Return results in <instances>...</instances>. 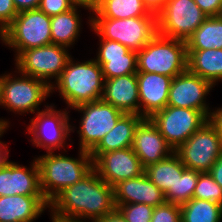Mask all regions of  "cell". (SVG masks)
<instances>
[{"mask_svg": "<svg viewBox=\"0 0 222 222\" xmlns=\"http://www.w3.org/2000/svg\"><path fill=\"white\" fill-rule=\"evenodd\" d=\"M116 210L114 188L93 168L85 177L60 192L50 203L53 221L97 222Z\"/></svg>", "mask_w": 222, "mask_h": 222, "instance_id": "cell-1", "label": "cell"}, {"mask_svg": "<svg viewBox=\"0 0 222 222\" xmlns=\"http://www.w3.org/2000/svg\"><path fill=\"white\" fill-rule=\"evenodd\" d=\"M70 58L59 79L51 86L67 104V109L100 100L104 77L101 66L93 59L76 62Z\"/></svg>", "mask_w": 222, "mask_h": 222, "instance_id": "cell-2", "label": "cell"}, {"mask_svg": "<svg viewBox=\"0 0 222 222\" xmlns=\"http://www.w3.org/2000/svg\"><path fill=\"white\" fill-rule=\"evenodd\" d=\"M79 158L46 152L36 158L40 171V187L50 203L60 192L75 184L93 169V159L86 150H80Z\"/></svg>", "mask_w": 222, "mask_h": 222, "instance_id": "cell-3", "label": "cell"}, {"mask_svg": "<svg viewBox=\"0 0 222 222\" xmlns=\"http://www.w3.org/2000/svg\"><path fill=\"white\" fill-rule=\"evenodd\" d=\"M186 41L158 33L137 51V72L158 73L171 78L187 70Z\"/></svg>", "mask_w": 222, "mask_h": 222, "instance_id": "cell-4", "label": "cell"}, {"mask_svg": "<svg viewBox=\"0 0 222 222\" xmlns=\"http://www.w3.org/2000/svg\"><path fill=\"white\" fill-rule=\"evenodd\" d=\"M14 72L16 76L13 72L0 75V106L19 115L41 111L39 106L50 97L51 87L40 79Z\"/></svg>", "mask_w": 222, "mask_h": 222, "instance_id": "cell-5", "label": "cell"}, {"mask_svg": "<svg viewBox=\"0 0 222 222\" xmlns=\"http://www.w3.org/2000/svg\"><path fill=\"white\" fill-rule=\"evenodd\" d=\"M88 18L90 29L99 39L118 41L134 51L141 50L157 34V17Z\"/></svg>", "mask_w": 222, "mask_h": 222, "instance_id": "cell-6", "label": "cell"}, {"mask_svg": "<svg viewBox=\"0 0 222 222\" xmlns=\"http://www.w3.org/2000/svg\"><path fill=\"white\" fill-rule=\"evenodd\" d=\"M45 109L38 111L36 116L30 118V124L26 127L27 134L32 146L45 149L46 152H55L56 150L68 147L67 141L70 133L75 132V126L70 124L69 110H57L55 105H44ZM56 108V109H55ZM67 144V145H66Z\"/></svg>", "mask_w": 222, "mask_h": 222, "instance_id": "cell-7", "label": "cell"}, {"mask_svg": "<svg viewBox=\"0 0 222 222\" xmlns=\"http://www.w3.org/2000/svg\"><path fill=\"white\" fill-rule=\"evenodd\" d=\"M51 17L39 9L19 12L3 30L2 43L14 49L15 57L24 50L52 43Z\"/></svg>", "mask_w": 222, "mask_h": 222, "instance_id": "cell-8", "label": "cell"}, {"mask_svg": "<svg viewBox=\"0 0 222 222\" xmlns=\"http://www.w3.org/2000/svg\"><path fill=\"white\" fill-rule=\"evenodd\" d=\"M68 51L67 47L53 43L24 50L14 59L15 69L18 73L40 79L51 87L72 57Z\"/></svg>", "mask_w": 222, "mask_h": 222, "instance_id": "cell-9", "label": "cell"}, {"mask_svg": "<svg viewBox=\"0 0 222 222\" xmlns=\"http://www.w3.org/2000/svg\"><path fill=\"white\" fill-rule=\"evenodd\" d=\"M174 152L186 168L210 172L222 155V139L215 125L208 120Z\"/></svg>", "mask_w": 222, "mask_h": 222, "instance_id": "cell-10", "label": "cell"}, {"mask_svg": "<svg viewBox=\"0 0 222 222\" xmlns=\"http://www.w3.org/2000/svg\"><path fill=\"white\" fill-rule=\"evenodd\" d=\"M74 110L80 112L79 149L90 152L99 141L114 128L125 114L110 103L100 100L79 105Z\"/></svg>", "mask_w": 222, "mask_h": 222, "instance_id": "cell-11", "label": "cell"}, {"mask_svg": "<svg viewBox=\"0 0 222 222\" xmlns=\"http://www.w3.org/2000/svg\"><path fill=\"white\" fill-rule=\"evenodd\" d=\"M207 17L194 0H168L157 15V33L186 41Z\"/></svg>", "mask_w": 222, "mask_h": 222, "instance_id": "cell-12", "label": "cell"}, {"mask_svg": "<svg viewBox=\"0 0 222 222\" xmlns=\"http://www.w3.org/2000/svg\"><path fill=\"white\" fill-rule=\"evenodd\" d=\"M149 119L174 151L209 120L201 111L168 105Z\"/></svg>", "mask_w": 222, "mask_h": 222, "instance_id": "cell-13", "label": "cell"}, {"mask_svg": "<svg viewBox=\"0 0 222 222\" xmlns=\"http://www.w3.org/2000/svg\"><path fill=\"white\" fill-rule=\"evenodd\" d=\"M213 87L209 81L187 69L173 78L167 105L198 110L209 119L212 109L206 97Z\"/></svg>", "mask_w": 222, "mask_h": 222, "instance_id": "cell-14", "label": "cell"}, {"mask_svg": "<svg viewBox=\"0 0 222 222\" xmlns=\"http://www.w3.org/2000/svg\"><path fill=\"white\" fill-rule=\"evenodd\" d=\"M93 168L112 187L120 181L138 177L145 171L131 147L102 153L93 162Z\"/></svg>", "mask_w": 222, "mask_h": 222, "instance_id": "cell-15", "label": "cell"}, {"mask_svg": "<svg viewBox=\"0 0 222 222\" xmlns=\"http://www.w3.org/2000/svg\"><path fill=\"white\" fill-rule=\"evenodd\" d=\"M30 165L28 168L9 161L0 168V197L8 195L43 196L36 157Z\"/></svg>", "mask_w": 222, "mask_h": 222, "instance_id": "cell-16", "label": "cell"}, {"mask_svg": "<svg viewBox=\"0 0 222 222\" xmlns=\"http://www.w3.org/2000/svg\"><path fill=\"white\" fill-rule=\"evenodd\" d=\"M131 148L144 168L174 152L149 118H144L136 127Z\"/></svg>", "mask_w": 222, "mask_h": 222, "instance_id": "cell-17", "label": "cell"}, {"mask_svg": "<svg viewBox=\"0 0 222 222\" xmlns=\"http://www.w3.org/2000/svg\"><path fill=\"white\" fill-rule=\"evenodd\" d=\"M140 116L150 118L167 106L173 78L158 73L137 72Z\"/></svg>", "mask_w": 222, "mask_h": 222, "instance_id": "cell-18", "label": "cell"}, {"mask_svg": "<svg viewBox=\"0 0 222 222\" xmlns=\"http://www.w3.org/2000/svg\"><path fill=\"white\" fill-rule=\"evenodd\" d=\"M113 188L115 207L129 203H144L156 207L166 202L164 193L145 172L138 177L120 181Z\"/></svg>", "mask_w": 222, "mask_h": 222, "instance_id": "cell-19", "label": "cell"}, {"mask_svg": "<svg viewBox=\"0 0 222 222\" xmlns=\"http://www.w3.org/2000/svg\"><path fill=\"white\" fill-rule=\"evenodd\" d=\"M101 99L125 114L140 115L138 81L136 74L104 79Z\"/></svg>", "mask_w": 222, "mask_h": 222, "instance_id": "cell-20", "label": "cell"}, {"mask_svg": "<svg viewBox=\"0 0 222 222\" xmlns=\"http://www.w3.org/2000/svg\"><path fill=\"white\" fill-rule=\"evenodd\" d=\"M49 208L44 196L0 197V222H33Z\"/></svg>", "mask_w": 222, "mask_h": 222, "instance_id": "cell-21", "label": "cell"}, {"mask_svg": "<svg viewBox=\"0 0 222 222\" xmlns=\"http://www.w3.org/2000/svg\"><path fill=\"white\" fill-rule=\"evenodd\" d=\"M143 119L138 114H124L114 128L89 152L93 162L102 153L132 147L135 129Z\"/></svg>", "mask_w": 222, "mask_h": 222, "instance_id": "cell-22", "label": "cell"}, {"mask_svg": "<svg viewBox=\"0 0 222 222\" xmlns=\"http://www.w3.org/2000/svg\"><path fill=\"white\" fill-rule=\"evenodd\" d=\"M185 165L173 152L169 157L145 168L147 177L164 193L166 202L174 204V192L178 177H181Z\"/></svg>", "mask_w": 222, "mask_h": 222, "instance_id": "cell-23", "label": "cell"}, {"mask_svg": "<svg viewBox=\"0 0 222 222\" xmlns=\"http://www.w3.org/2000/svg\"><path fill=\"white\" fill-rule=\"evenodd\" d=\"M187 69L214 87L222 82V49L187 50Z\"/></svg>", "mask_w": 222, "mask_h": 222, "instance_id": "cell-24", "label": "cell"}, {"mask_svg": "<svg viewBox=\"0 0 222 222\" xmlns=\"http://www.w3.org/2000/svg\"><path fill=\"white\" fill-rule=\"evenodd\" d=\"M78 8L83 7L75 6L67 12L51 17L50 29L53 44L67 48L74 47L75 41L77 42L80 37V31H82V16L79 14L81 10Z\"/></svg>", "mask_w": 222, "mask_h": 222, "instance_id": "cell-25", "label": "cell"}, {"mask_svg": "<svg viewBox=\"0 0 222 222\" xmlns=\"http://www.w3.org/2000/svg\"><path fill=\"white\" fill-rule=\"evenodd\" d=\"M91 18L126 19L131 17H157L150 13L142 0H100Z\"/></svg>", "mask_w": 222, "mask_h": 222, "instance_id": "cell-26", "label": "cell"}, {"mask_svg": "<svg viewBox=\"0 0 222 222\" xmlns=\"http://www.w3.org/2000/svg\"><path fill=\"white\" fill-rule=\"evenodd\" d=\"M187 50L222 49V15L210 16L186 40Z\"/></svg>", "mask_w": 222, "mask_h": 222, "instance_id": "cell-27", "label": "cell"}, {"mask_svg": "<svg viewBox=\"0 0 222 222\" xmlns=\"http://www.w3.org/2000/svg\"><path fill=\"white\" fill-rule=\"evenodd\" d=\"M181 206V222H221L222 205L213 201L190 199Z\"/></svg>", "mask_w": 222, "mask_h": 222, "instance_id": "cell-28", "label": "cell"}, {"mask_svg": "<svg viewBox=\"0 0 222 222\" xmlns=\"http://www.w3.org/2000/svg\"><path fill=\"white\" fill-rule=\"evenodd\" d=\"M101 66L104 79L137 73V51L130 50L123 57L95 58Z\"/></svg>", "mask_w": 222, "mask_h": 222, "instance_id": "cell-29", "label": "cell"}, {"mask_svg": "<svg viewBox=\"0 0 222 222\" xmlns=\"http://www.w3.org/2000/svg\"><path fill=\"white\" fill-rule=\"evenodd\" d=\"M193 198L213 201L222 205V188L209 172L200 173Z\"/></svg>", "mask_w": 222, "mask_h": 222, "instance_id": "cell-30", "label": "cell"}, {"mask_svg": "<svg viewBox=\"0 0 222 222\" xmlns=\"http://www.w3.org/2000/svg\"><path fill=\"white\" fill-rule=\"evenodd\" d=\"M199 175L200 172L193 169L185 168L183 170L181 177L177 179L174 204L182 205L193 198Z\"/></svg>", "mask_w": 222, "mask_h": 222, "instance_id": "cell-31", "label": "cell"}, {"mask_svg": "<svg viewBox=\"0 0 222 222\" xmlns=\"http://www.w3.org/2000/svg\"><path fill=\"white\" fill-rule=\"evenodd\" d=\"M116 210L127 222H150L154 207L144 203L119 205Z\"/></svg>", "mask_w": 222, "mask_h": 222, "instance_id": "cell-32", "label": "cell"}, {"mask_svg": "<svg viewBox=\"0 0 222 222\" xmlns=\"http://www.w3.org/2000/svg\"><path fill=\"white\" fill-rule=\"evenodd\" d=\"M150 222H181V206L165 202L154 207Z\"/></svg>", "mask_w": 222, "mask_h": 222, "instance_id": "cell-33", "label": "cell"}, {"mask_svg": "<svg viewBox=\"0 0 222 222\" xmlns=\"http://www.w3.org/2000/svg\"><path fill=\"white\" fill-rule=\"evenodd\" d=\"M99 47L96 53V58H116L123 57L130 49L122 45L118 41H112L108 39H99Z\"/></svg>", "mask_w": 222, "mask_h": 222, "instance_id": "cell-34", "label": "cell"}, {"mask_svg": "<svg viewBox=\"0 0 222 222\" xmlns=\"http://www.w3.org/2000/svg\"><path fill=\"white\" fill-rule=\"evenodd\" d=\"M71 0H40L38 9L49 17L67 12L74 8Z\"/></svg>", "mask_w": 222, "mask_h": 222, "instance_id": "cell-35", "label": "cell"}, {"mask_svg": "<svg viewBox=\"0 0 222 222\" xmlns=\"http://www.w3.org/2000/svg\"><path fill=\"white\" fill-rule=\"evenodd\" d=\"M18 14L13 0H0V28L4 30Z\"/></svg>", "mask_w": 222, "mask_h": 222, "instance_id": "cell-36", "label": "cell"}, {"mask_svg": "<svg viewBox=\"0 0 222 222\" xmlns=\"http://www.w3.org/2000/svg\"><path fill=\"white\" fill-rule=\"evenodd\" d=\"M194 1L208 17L222 15V0H194Z\"/></svg>", "mask_w": 222, "mask_h": 222, "instance_id": "cell-37", "label": "cell"}, {"mask_svg": "<svg viewBox=\"0 0 222 222\" xmlns=\"http://www.w3.org/2000/svg\"><path fill=\"white\" fill-rule=\"evenodd\" d=\"M17 12L38 9L40 0H13Z\"/></svg>", "mask_w": 222, "mask_h": 222, "instance_id": "cell-38", "label": "cell"}, {"mask_svg": "<svg viewBox=\"0 0 222 222\" xmlns=\"http://www.w3.org/2000/svg\"><path fill=\"white\" fill-rule=\"evenodd\" d=\"M168 0H142L150 13L156 16L163 10Z\"/></svg>", "mask_w": 222, "mask_h": 222, "instance_id": "cell-39", "label": "cell"}, {"mask_svg": "<svg viewBox=\"0 0 222 222\" xmlns=\"http://www.w3.org/2000/svg\"><path fill=\"white\" fill-rule=\"evenodd\" d=\"M209 120L215 125L222 139V107H215V110H212Z\"/></svg>", "mask_w": 222, "mask_h": 222, "instance_id": "cell-40", "label": "cell"}, {"mask_svg": "<svg viewBox=\"0 0 222 222\" xmlns=\"http://www.w3.org/2000/svg\"><path fill=\"white\" fill-rule=\"evenodd\" d=\"M214 181L217 182L222 188V155L218 158L215 164L211 167L209 172Z\"/></svg>", "mask_w": 222, "mask_h": 222, "instance_id": "cell-41", "label": "cell"}, {"mask_svg": "<svg viewBox=\"0 0 222 222\" xmlns=\"http://www.w3.org/2000/svg\"><path fill=\"white\" fill-rule=\"evenodd\" d=\"M75 6L83 7L85 10H88L89 14L94 12L99 5L100 0H71Z\"/></svg>", "mask_w": 222, "mask_h": 222, "instance_id": "cell-42", "label": "cell"}, {"mask_svg": "<svg viewBox=\"0 0 222 222\" xmlns=\"http://www.w3.org/2000/svg\"><path fill=\"white\" fill-rule=\"evenodd\" d=\"M97 222H127L123 216L115 210L113 213L108 214Z\"/></svg>", "mask_w": 222, "mask_h": 222, "instance_id": "cell-43", "label": "cell"}, {"mask_svg": "<svg viewBox=\"0 0 222 222\" xmlns=\"http://www.w3.org/2000/svg\"><path fill=\"white\" fill-rule=\"evenodd\" d=\"M10 150L7 149V143H0V168L5 166L10 160L9 157Z\"/></svg>", "mask_w": 222, "mask_h": 222, "instance_id": "cell-44", "label": "cell"}, {"mask_svg": "<svg viewBox=\"0 0 222 222\" xmlns=\"http://www.w3.org/2000/svg\"><path fill=\"white\" fill-rule=\"evenodd\" d=\"M9 123H10V122H9L8 120L0 118V137H1V138H2L3 134H4L5 132H7L6 129H8V128L10 127V124H9ZM0 140H1V139H0ZM0 143H5V142L0 141Z\"/></svg>", "mask_w": 222, "mask_h": 222, "instance_id": "cell-45", "label": "cell"}, {"mask_svg": "<svg viewBox=\"0 0 222 222\" xmlns=\"http://www.w3.org/2000/svg\"><path fill=\"white\" fill-rule=\"evenodd\" d=\"M0 40H3V30L0 28Z\"/></svg>", "mask_w": 222, "mask_h": 222, "instance_id": "cell-46", "label": "cell"}, {"mask_svg": "<svg viewBox=\"0 0 222 222\" xmlns=\"http://www.w3.org/2000/svg\"><path fill=\"white\" fill-rule=\"evenodd\" d=\"M52 222H68V221H53V220H52Z\"/></svg>", "mask_w": 222, "mask_h": 222, "instance_id": "cell-47", "label": "cell"}]
</instances>
